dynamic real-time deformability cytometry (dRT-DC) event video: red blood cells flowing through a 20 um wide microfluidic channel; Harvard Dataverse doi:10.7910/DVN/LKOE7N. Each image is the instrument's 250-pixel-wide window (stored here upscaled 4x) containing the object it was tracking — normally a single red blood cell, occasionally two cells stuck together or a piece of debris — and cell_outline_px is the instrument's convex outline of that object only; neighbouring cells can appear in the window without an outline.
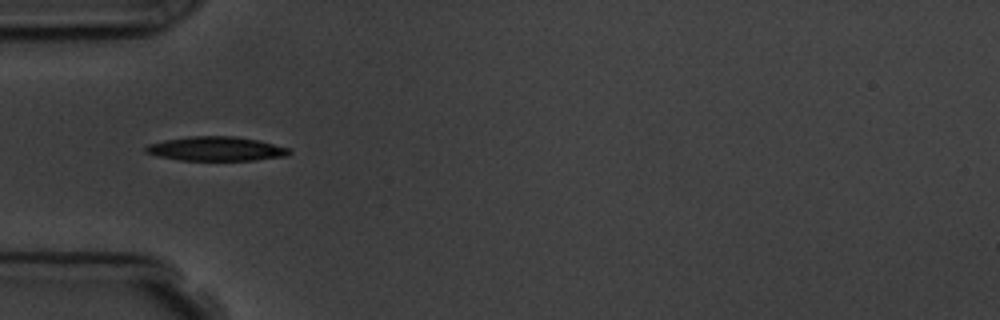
{"species": "common noctule bat (a hibernating species)", "species_latin": "Nyctalus noctula", "temperature_condition": "room temperature", "stored_images_in_passage": 6, "camera_frame_rate_fps": 3000, "um_per_image_px": 0.085, "animal": {"sex": "male", "body_mass_g": 19.5, "forearm_length_mm": 54.6}, "frame": {"image": 1, "passage_image": 1, "time_ms": 0.0, "image_size_px": [1000, 320], "cell_outline_px": [[292, 152], [288, 156], [256, 160], [180, 160], [156, 156], [144, 152], [144, 148], [148, 144], [164, 140], [192, 136], [236, 136], [260, 140], [288, 148]], "centroid_in_image_um": [18.37, 12.65], "position_along_channel_um": 66.6, "area_um2": 20.4}}
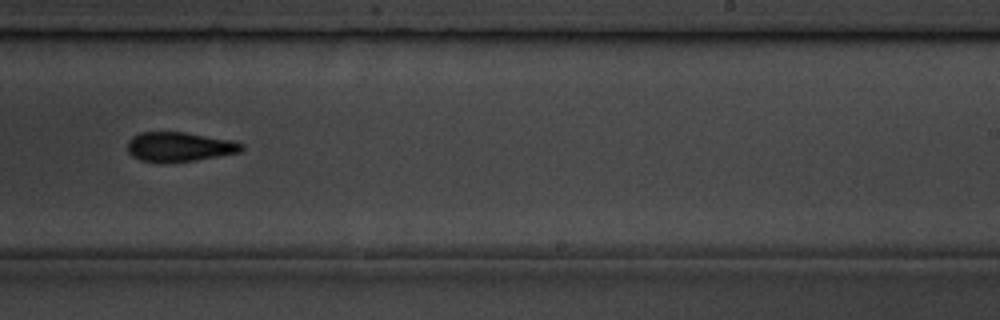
{"frame": {"image": 2, "passage_image": 6, "time_ms": 5.667, "image_size_px": [1000, 320], "cell_outline_px": [[244, 148], [240, 152], [196, 160], [140, 160], [132, 156], [128, 152], [128, 140], [132, 136], [140, 132], [184, 132], [232, 140], [244, 144]], "centroid_in_image_um": [15.27, 12.44], "position_along_channel_um": 273.7, "area_um2": 19.07}}